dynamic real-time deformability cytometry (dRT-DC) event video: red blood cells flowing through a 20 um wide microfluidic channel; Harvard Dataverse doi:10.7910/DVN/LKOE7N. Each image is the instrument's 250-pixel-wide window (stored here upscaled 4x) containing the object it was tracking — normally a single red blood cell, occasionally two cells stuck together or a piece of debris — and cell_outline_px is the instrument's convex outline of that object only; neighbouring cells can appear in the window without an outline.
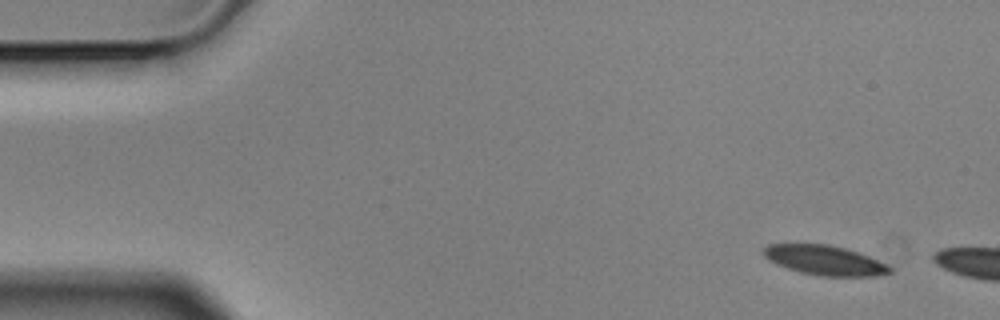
{"species": "Egyptian fruit bat (a non-hibernating species)", "species_latin": "Rousettus aegyptiacus", "temperature_condition": "cold", "stored_images_in_passage": 2, "camera_frame_rate_fps": 3000, "um_per_image_px": 0.085, "animal": {"sex": "male"}, "frame": {"image": 1, "passage_image": 1, "time_ms": 0.0, "image_size_px": [1000, 320], "cell_outline_px": [[892, 272], [876, 276], [820, 276], [800, 272], [776, 264], [768, 260], [760, 252], [768, 244], [828, 244], [844, 248], [868, 256], [892, 268]], "centroid_in_image_um": [70.04, 22.12], "position_along_channel_um": 15.0, "area_um2": 21.68}}